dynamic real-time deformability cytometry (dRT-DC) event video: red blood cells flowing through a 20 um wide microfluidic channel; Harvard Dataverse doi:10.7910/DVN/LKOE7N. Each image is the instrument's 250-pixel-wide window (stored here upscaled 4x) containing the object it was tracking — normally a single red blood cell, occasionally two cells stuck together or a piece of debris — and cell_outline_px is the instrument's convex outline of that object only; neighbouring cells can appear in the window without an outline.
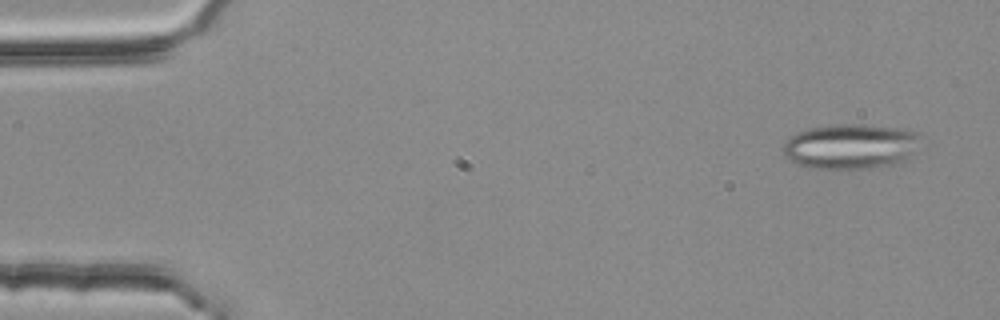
{"species": "common noctule bat (a hibernating species)", "species_latin": "Nyctalus noctula", "temperature_condition": "room temperature", "stored_images_in_passage": 5, "camera_frame_rate_fps": 3000, "um_per_image_px": 0.085, "animal": {"sex": "female", "body_mass_g": 25.1}, "frame": {"image": 1, "passage_image": 1, "time_ms": 0.0, "image_size_px": [1000, 320], "cell_outline_px": [[916, 136], [908, 152], [900, 164], [840, 172], [808, 168], [796, 164], [788, 160], [784, 156], [784, 144], [796, 132], [812, 128], [844, 124], [860, 124], [904, 128], [916, 132]], "centroid_in_image_um": [72.17, 12.5], "position_along_channel_um": 12.8, "area_um2": 36.13}}